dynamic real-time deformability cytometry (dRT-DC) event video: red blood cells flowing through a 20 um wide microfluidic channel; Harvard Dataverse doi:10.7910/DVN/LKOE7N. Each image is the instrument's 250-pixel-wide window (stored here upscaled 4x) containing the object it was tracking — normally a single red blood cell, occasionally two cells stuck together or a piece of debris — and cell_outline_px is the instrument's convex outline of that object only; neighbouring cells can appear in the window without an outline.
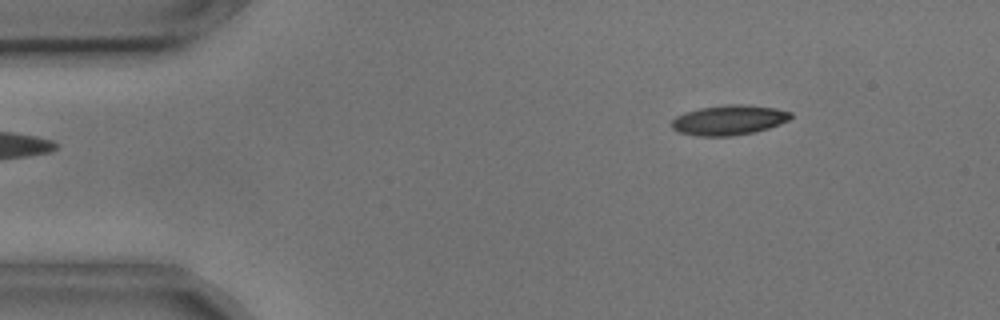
{"species": "common noctule bat (a hibernating species)", "species_latin": "Nyctalus noctula", "temperature_condition": "cold", "stored_images_in_passage": 5, "camera_frame_rate_fps": 3000, "um_per_image_px": 0.085, "animal": {"sex": "male", "body_mass_g": 17.9, "forearm_length_mm": 54.2}, "frame": {"image": 1, "passage_image": 5, "time_ms": 1.333, "image_size_px": [1000, 320], "cell_outline_px": [[792, 116], [788, 120], [780, 124], [756, 132], [732, 136], [696, 136], [680, 132], [672, 128], [672, 120], [676, 116], [684, 112], [700, 108], [728, 104], [744, 104], [776, 108], [792, 112]], "centroid_in_image_um": [61.97, 10.2], "position_along_channel_um": 23.0, "area_um2": 20.87}}